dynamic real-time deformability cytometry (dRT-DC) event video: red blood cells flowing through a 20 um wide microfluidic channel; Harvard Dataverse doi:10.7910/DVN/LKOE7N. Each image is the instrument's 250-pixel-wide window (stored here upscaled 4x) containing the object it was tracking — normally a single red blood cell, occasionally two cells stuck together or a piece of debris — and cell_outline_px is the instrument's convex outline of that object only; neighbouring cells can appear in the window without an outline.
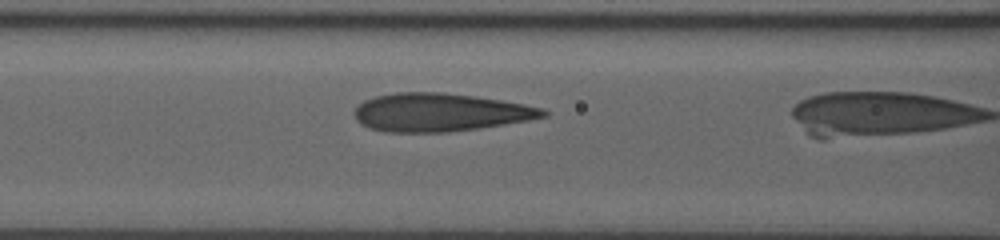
{"species": "human", "species_latin": "Homo sapiens", "temperature_condition": "room temperature", "stored_images_in_passage": 6, "camera_frame_rate_fps": 3000, "um_per_image_px": 0.085, "donor": {"sex": "male"}, "frame": {"image": 1, "passage_image": 5, "time_ms": 3.667, "image_size_px": [1000, 240], "cell_outline_px": [[548, 116], [528, 120], [504, 124], [448, 132], [388, 132], [372, 128], [360, 124], [356, 120], [352, 112], [364, 100], [376, 96], [396, 92], [440, 92], [476, 96], [524, 104], [544, 108], [548, 112]], "centroid_in_image_um": [37.39, 9.54], "position_along_channel_um": 129.2, "area_um2": 41.91}}